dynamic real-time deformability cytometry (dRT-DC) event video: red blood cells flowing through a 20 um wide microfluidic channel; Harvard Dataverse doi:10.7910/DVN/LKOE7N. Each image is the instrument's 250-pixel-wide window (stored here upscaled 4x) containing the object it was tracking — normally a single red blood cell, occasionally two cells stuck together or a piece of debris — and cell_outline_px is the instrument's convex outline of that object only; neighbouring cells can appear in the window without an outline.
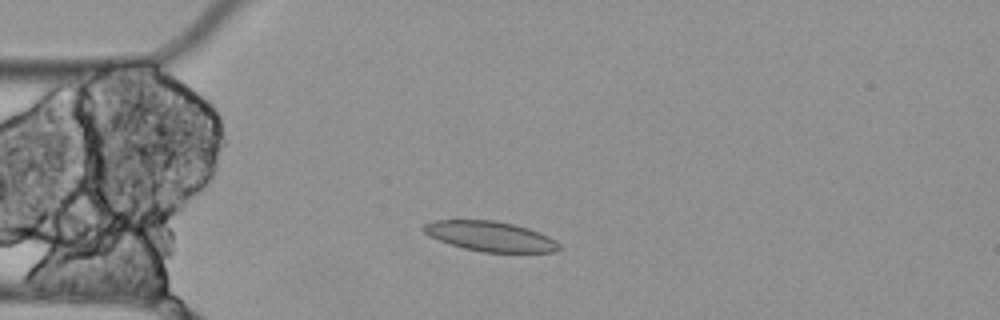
{"species": "Egyptian fruit bat (a non-hibernating species)", "species_latin": "Rousettus aegyptiacus", "temperature_condition": "cold", "stored_images_in_passage": 4, "camera_frame_rate_fps": 3000, "um_per_image_px": 0.085, "animal": {"sex": "female"}, "frame": {"image": 1, "passage_image": 1, "time_ms": 0.0, "image_size_px": [1000, 320], "cell_outline_px": [[560, 248], [552, 252], [480, 252], [464, 248], [440, 240], [424, 232], [420, 228], [424, 224], [436, 220], [496, 220], [528, 228], [540, 232], [556, 240], [560, 244]], "centroid_in_image_um": [41.69, 20.08], "position_along_channel_um": 43.3, "area_um2": 23.52}}
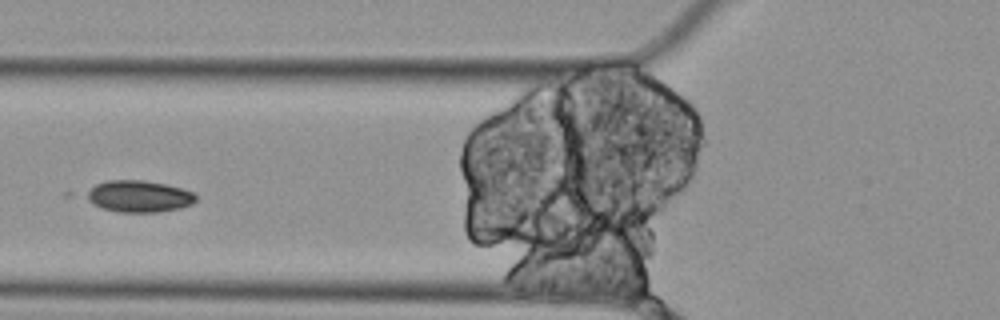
{"frame": {"image": 2, "passage_image": 3, "time_ms": 0.667, "image_size_px": [1000, 320], "cell_outline_px": [[196, 200], [192, 204], [180, 208], [160, 212], [116, 212], [100, 208], [92, 204], [80, 196], [84, 192], [96, 184], [108, 180], [144, 180], [168, 184], [196, 192]], "centroid_in_image_um": [11.75, 16.68], "position_along_channel_um": 114.0, "area_um2": 20.87}}
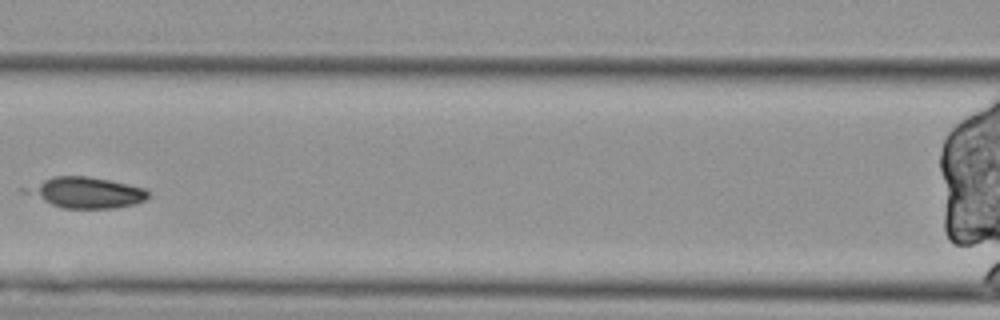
{"frame": {"image": 3, "passage_image": 4, "time_ms": 1.0, "image_size_px": [1000, 320], "cell_outline_px": [[152, 196], [136, 204], [116, 208], [64, 208], [52, 204], [20, 192], [20, 188], [52, 176], [88, 176], [128, 184], [144, 188], [152, 192]], "centroid_in_image_um": [7.29, 16.36], "position_along_channel_um": 159.3, "area_um2": 22.31}}